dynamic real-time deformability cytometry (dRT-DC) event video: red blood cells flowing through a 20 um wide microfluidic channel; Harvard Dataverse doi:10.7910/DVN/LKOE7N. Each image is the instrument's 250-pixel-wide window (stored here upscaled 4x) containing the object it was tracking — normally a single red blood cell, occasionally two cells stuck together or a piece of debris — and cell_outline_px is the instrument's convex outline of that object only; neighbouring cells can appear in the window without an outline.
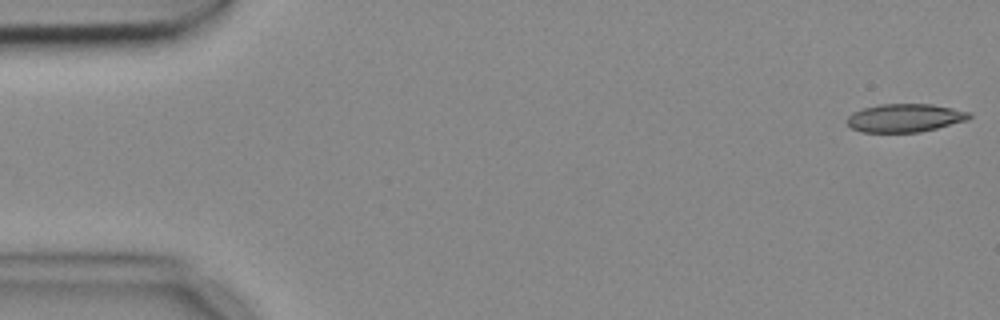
{"species": "common noctule bat (a hibernating species)", "species_latin": "Nyctalus noctula", "temperature_condition": "cold", "stored_images_in_passage": 5, "camera_frame_rate_fps": 3000, "um_per_image_px": 0.085, "animal": {"sex": "female", "body_mass_g": 18.4}, "frame": {"image": 1, "passage_image": 1, "time_ms": 0.0, "image_size_px": [1000, 320], "cell_outline_px": [[972, 116], [968, 120], [920, 132], [860, 132], [852, 128], [848, 124], [848, 116], [852, 112], [864, 108], [880, 104], [932, 104], [972, 112]], "centroid_in_image_um": [76.94, 10.02], "position_along_channel_um": 8.1, "area_um2": 20.11}}
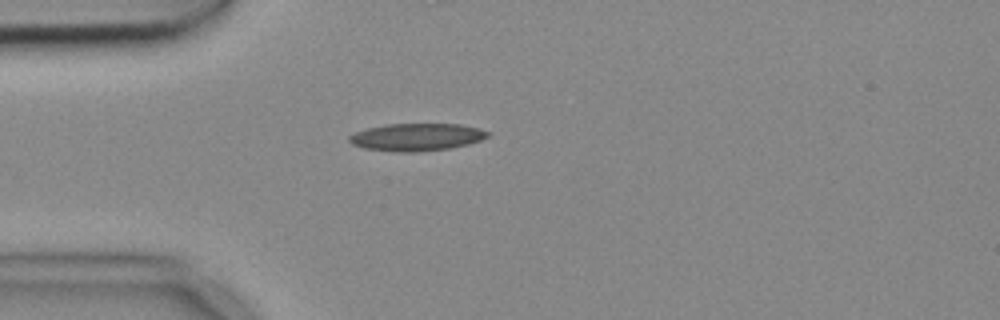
{"frame": {"image": 2, "passage_image": 3, "time_ms": 0.667, "image_size_px": [1000, 320], "cell_outline_px": [[492, 132], [488, 136], [480, 140], [468, 144], [448, 148], [416, 152], [400, 152], [364, 148], [352, 144], [348, 140], [348, 136], [356, 132], [368, 128], [384, 124], [460, 124], [480, 128]], "centroid_in_image_um": [35.43, 11.64], "position_along_channel_um": 49.6, "area_um2": 22.14}}